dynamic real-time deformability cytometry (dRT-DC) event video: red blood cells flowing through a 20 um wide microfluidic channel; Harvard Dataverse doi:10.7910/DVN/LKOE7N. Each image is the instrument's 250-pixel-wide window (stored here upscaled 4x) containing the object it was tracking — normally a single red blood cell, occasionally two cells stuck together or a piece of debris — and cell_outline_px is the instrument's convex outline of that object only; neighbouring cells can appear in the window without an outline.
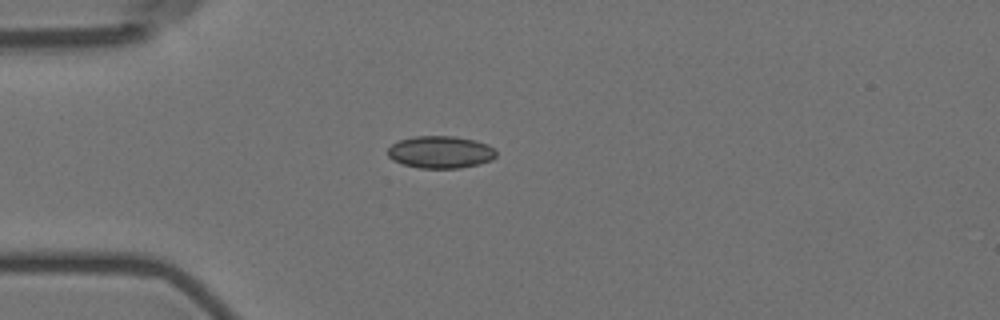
{"species": "Egyptian fruit bat (a non-hibernating species)", "species_latin": "Rousettus aegyptiacus", "temperature_condition": "room temperature", "stored_images_in_passage": 1, "camera_frame_rate_fps": 3000, "um_per_image_px": 0.085, "animal": {"sex": "female"}, "frame": {"image": 1, "passage_image": 1, "time_ms": 0.0, "image_size_px": [1000, 320], "cell_outline_px": [[496, 156], [492, 160], [480, 164], [460, 168], [420, 168], [404, 164], [392, 160], [388, 156], [388, 148], [392, 144], [400, 140], [416, 136], [452, 136], [472, 140], [488, 144], [496, 152]], "centroid_in_image_um": [37.44, 12.94], "position_along_channel_um": 47.6, "area_um2": 20.29}}